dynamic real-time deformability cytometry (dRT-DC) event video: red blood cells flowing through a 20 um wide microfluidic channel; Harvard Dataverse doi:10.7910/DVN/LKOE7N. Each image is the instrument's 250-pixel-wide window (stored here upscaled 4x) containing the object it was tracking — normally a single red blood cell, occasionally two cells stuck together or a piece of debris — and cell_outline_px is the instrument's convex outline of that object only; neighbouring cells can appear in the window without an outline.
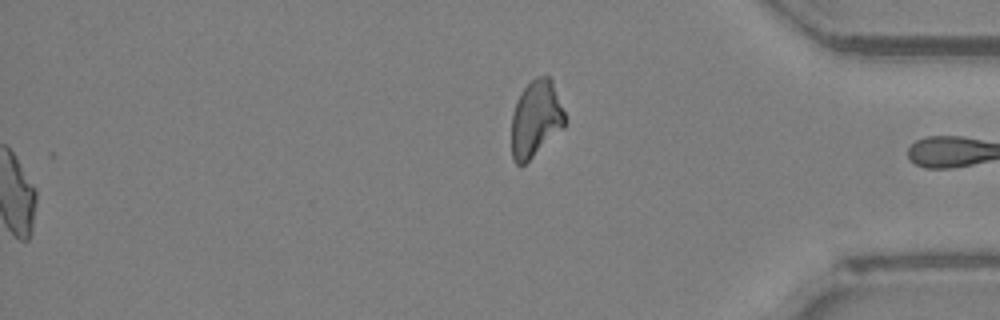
{"species": "Egyptian fruit bat (a non-hibernating species)", "species_latin": "Rousettus aegyptiacus", "temperature_condition": "room temperature", "stored_images_in_passage": 49, "segment_of_instrument_passage": [2, 2], "camera_frame_rate_fps": 3000, "um_per_image_px": 0.085, "animal": {"sex": "female"}, "frame": {"image": 1, "passage_image": 49, "time_ms": 16.0, "image_size_px": [1000, 320], "cell_outline_px": [[568, 120], [564, 128], [524, 164], [516, 164], [512, 160], [512, 116], [520, 92], [536, 76], [548, 76], [552, 80]], "centroid_in_image_um": [45.57, 10.09], "position_along_channel_um": 389.6, "area_um2": 23.81}}